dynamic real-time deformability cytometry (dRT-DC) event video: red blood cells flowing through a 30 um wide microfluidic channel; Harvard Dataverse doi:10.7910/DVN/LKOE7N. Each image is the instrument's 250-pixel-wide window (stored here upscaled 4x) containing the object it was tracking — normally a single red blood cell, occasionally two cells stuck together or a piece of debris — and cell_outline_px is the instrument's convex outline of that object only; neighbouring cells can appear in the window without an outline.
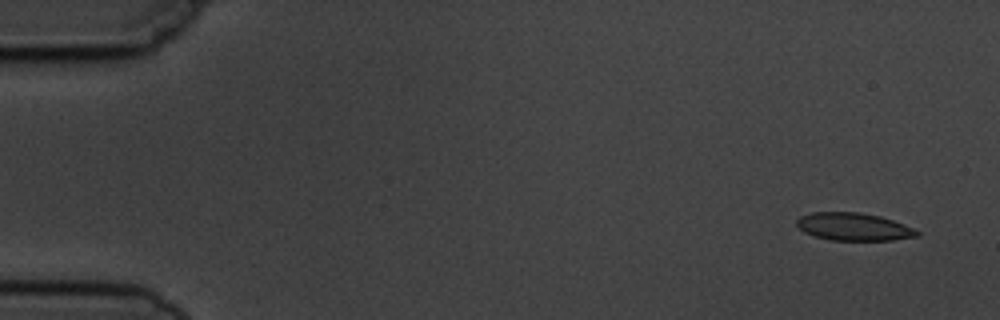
{"species": "common noctule bat (a hibernating species)", "species_latin": "Nyctalus noctula", "temperature_condition": "cold", "stored_images_in_passage": 4, "camera_frame_rate_fps": 3000, "um_per_image_px": 0.085, "animal": {"sex": "male", "body_mass_g": 19.5, "forearm_length_mm": 54.6}, "frame": {"image": 1, "passage_image": 1, "time_ms": 0.0, "image_size_px": [1000, 320], "cell_outline_px": [[920, 236], [892, 240], [832, 240], [816, 236], [804, 232], [796, 224], [796, 220], [800, 216], [812, 212], [860, 212], [880, 216], [904, 224], [920, 232]], "centroid_in_image_um": [72.57, 19.27], "position_along_channel_um": 12.4, "area_um2": 19.36}}
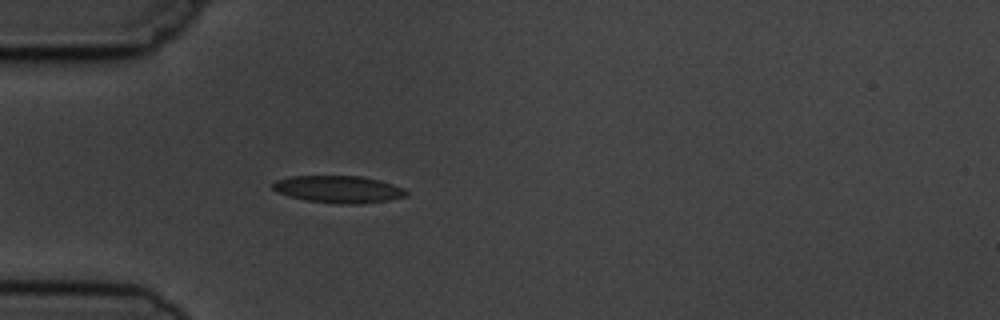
{"frame": {"image": 2, "passage_image": 4, "time_ms": 4.333, "image_size_px": [1000, 320], "cell_outline_px": [[408, 196], [388, 200], [360, 204], [340, 204], [308, 200], [288, 196], [276, 192], [272, 188], [272, 184], [276, 180], [288, 176], [364, 176], [380, 180], [404, 188], [408, 192]], "centroid_in_image_um": [28.78, 16.08], "position_along_channel_um": 56.2, "area_um2": 21.27}}